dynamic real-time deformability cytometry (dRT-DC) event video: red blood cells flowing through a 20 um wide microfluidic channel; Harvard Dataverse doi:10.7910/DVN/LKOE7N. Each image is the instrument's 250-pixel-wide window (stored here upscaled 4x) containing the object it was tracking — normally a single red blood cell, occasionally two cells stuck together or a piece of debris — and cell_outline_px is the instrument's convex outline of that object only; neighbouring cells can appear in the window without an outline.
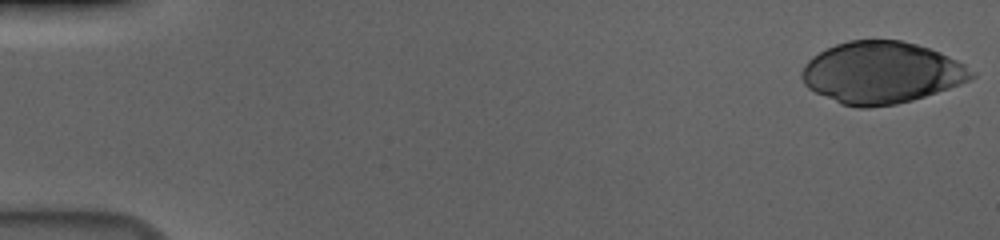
{"species": "human", "species_latin": "Homo sapiens", "temperature_condition": "cold", "stored_images_in_passage": 55, "camera_frame_rate_fps": 3000, "um_per_image_px": 0.085, "donor": {"sex": "male"}, "frame": {"image": 1, "passage_image": 1, "time_ms": 0.0, "image_size_px": [1000, 240], "cell_outline_px": [[976, 76], [960, 84], [912, 100], [896, 104], [868, 108], [856, 108], [840, 104], [808, 88], [804, 84], [800, 76], [804, 64], [812, 56], [836, 44], [848, 40], [900, 40], [916, 44], [940, 52], [964, 64], [976, 72]], "centroid_in_image_um": [74.9, 6.18], "position_along_channel_um": 10.1, "area_um2": 61.04}}